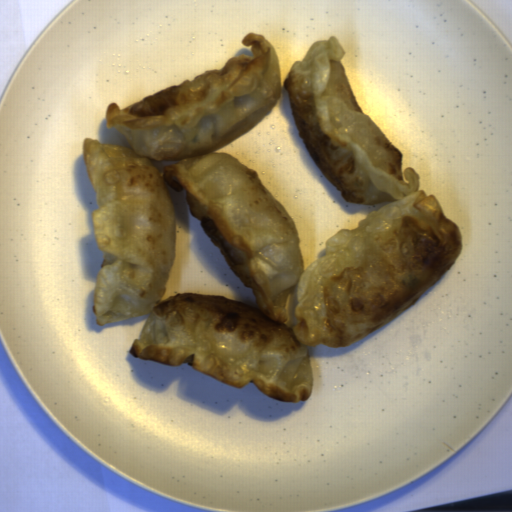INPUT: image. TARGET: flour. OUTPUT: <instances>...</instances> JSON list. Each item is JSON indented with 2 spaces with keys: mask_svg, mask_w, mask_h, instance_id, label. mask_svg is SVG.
Masks as SVG:
<instances>
[{
  "mask_svg": "<svg viewBox=\"0 0 512 512\" xmlns=\"http://www.w3.org/2000/svg\"><path fill=\"white\" fill-rule=\"evenodd\" d=\"M241 43L251 55L125 108L106 106V127L130 147L84 138L97 201L92 229L103 253L91 309L98 326L150 312L128 351L137 359L188 364L239 389L253 382L296 404L312 392L308 349L348 347L393 321L457 262L463 235L359 106L334 36L315 41L283 82L293 121L344 201L389 203L326 239L325 255L304 269L287 209L258 172L215 152L254 128L281 95L272 43L252 32ZM150 160L180 161L162 173ZM169 185L185 189L192 217L258 308L192 292L160 300L176 242Z\"/></svg>",
  "mask_w": 512,
  "mask_h": 512,
  "instance_id": "1",
  "label": "flour"
}]
</instances>
